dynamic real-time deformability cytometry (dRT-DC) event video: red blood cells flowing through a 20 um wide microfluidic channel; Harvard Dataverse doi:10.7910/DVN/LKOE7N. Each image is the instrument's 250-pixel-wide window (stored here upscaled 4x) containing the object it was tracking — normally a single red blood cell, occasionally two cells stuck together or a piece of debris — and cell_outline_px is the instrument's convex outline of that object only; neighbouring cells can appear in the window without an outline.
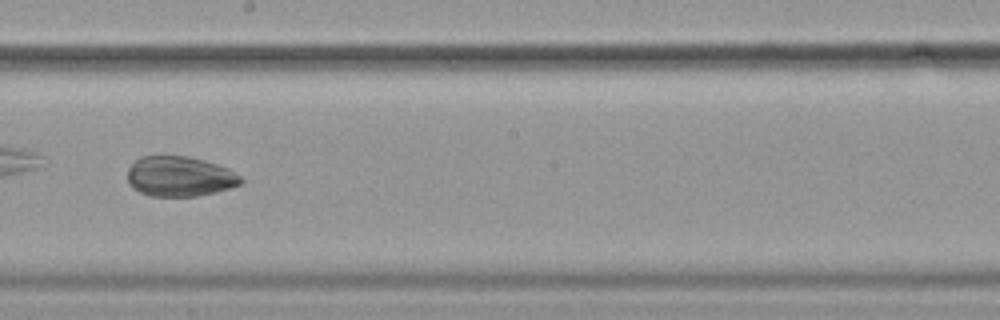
{"species": "common noctule bat (a hibernating species)", "species_latin": "Nyctalus noctula", "temperature_condition": "cold", "stored_images_in_passage": 32, "camera_frame_rate_fps": 3000, "um_per_image_px": 0.085, "animal": {"sex": "female", "body_mass_g": 19.9}, "frame": {"image": 1, "passage_image": 14, "time_ms": 4.333, "image_size_px": [1000, 320], "cell_outline_px": [[244, 180], [240, 184], [216, 192], [196, 196], [148, 196], [132, 188], [128, 184], [128, 168], [140, 156], [188, 156], [204, 160], [228, 168], [240, 176]], "centroid_in_image_um": [15.25, 15.0], "position_along_channel_um": 232.9, "area_um2": 26.53}}